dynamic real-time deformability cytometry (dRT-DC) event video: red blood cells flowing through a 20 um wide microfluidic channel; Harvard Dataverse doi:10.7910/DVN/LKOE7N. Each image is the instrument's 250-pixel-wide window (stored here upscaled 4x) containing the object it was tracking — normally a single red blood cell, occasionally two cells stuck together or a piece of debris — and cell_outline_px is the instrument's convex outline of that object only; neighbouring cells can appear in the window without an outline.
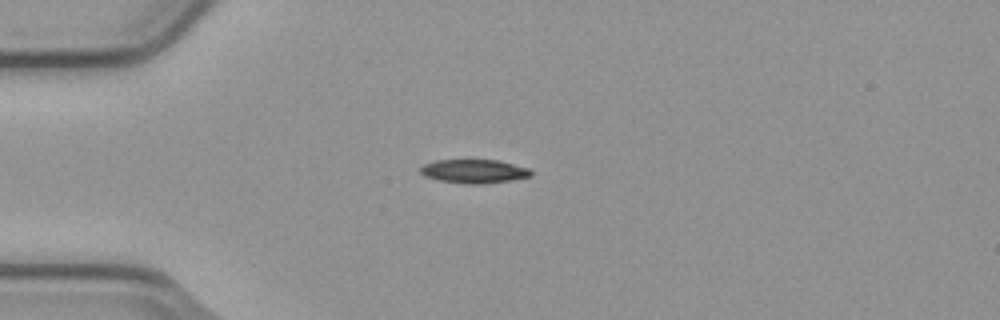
{"species": "common noctule bat (a hibernating species)", "species_latin": "Nyctalus noctula", "temperature_condition": "cold", "stored_images_in_passage": 2, "camera_frame_rate_fps": 3000, "um_per_image_px": 0.085, "animal": {"sex": "male", "body_mass_g": 23.1, "forearm_length_mm": 52.7}, "frame": {"image": 1, "passage_image": 1, "time_ms": 0.0, "image_size_px": [1000, 320], "cell_outline_px": [[532, 176], [512, 180], [480, 184], [464, 184], [440, 180], [424, 176], [420, 172], [420, 168], [424, 164], [436, 160], [500, 160], [528, 168], [532, 172]], "centroid_in_image_um": [40.3, 14.56], "position_along_channel_um": 44.7, "area_um2": 15.32}}